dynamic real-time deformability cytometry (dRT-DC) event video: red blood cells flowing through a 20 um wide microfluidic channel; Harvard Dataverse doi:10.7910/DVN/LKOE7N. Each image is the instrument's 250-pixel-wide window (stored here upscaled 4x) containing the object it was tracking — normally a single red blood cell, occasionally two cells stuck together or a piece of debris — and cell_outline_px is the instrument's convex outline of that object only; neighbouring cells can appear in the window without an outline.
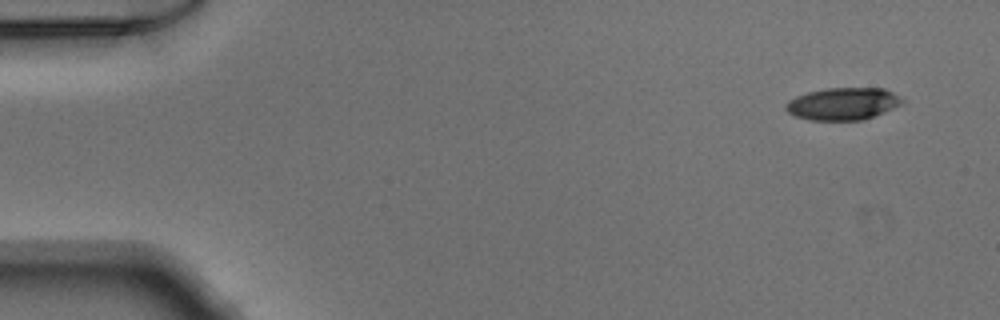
{"species": "Egyptian fruit bat (a non-hibernating species)", "species_latin": "Rousettus aegyptiacus", "temperature_condition": "warm", "stored_images_in_passage": 14, "camera_frame_rate_fps": 3000, "um_per_image_px": 0.085, "animal": {"sex": "male"}, "frame": {"image": 1, "passage_image": 1, "time_ms": 0.0, "image_size_px": [1000, 320], "cell_outline_px": [[904, 104], [864, 120], [808, 120], [796, 116], [788, 112], [784, 108], [784, 104], [788, 100], [796, 96], [808, 92], [828, 88], [884, 88], [900, 96], [904, 100]], "centroid_in_image_um": [71.66, 8.82], "position_along_channel_um": 13.3, "area_um2": 22.08}}
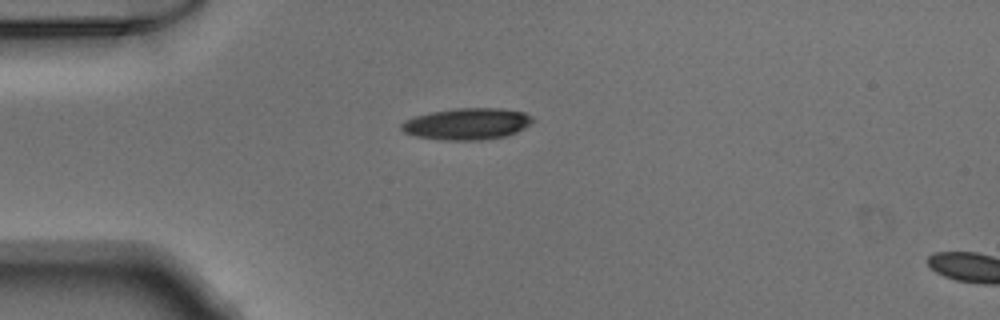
{"frame": {"image": 2, "passage_image": 11, "time_ms": 3.333, "image_size_px": [1000, 320], "cell_outline_px": [[536, 120], [524, 128], [516, 132], [504, 136], [480, 140], [448, 140], [416, 136], [404, 132], [400, 128], [400, 124], [404, 120], [428, 112], [456, 108], [500, 108], [524, 112], [532, 116]], "centroid_in_image_um": [39.7, 10.51], "position_along_channel_um": 45.3, "area_um2": 24.16}}